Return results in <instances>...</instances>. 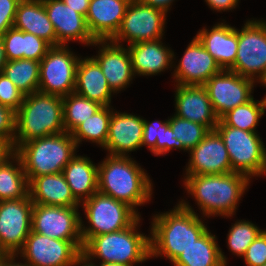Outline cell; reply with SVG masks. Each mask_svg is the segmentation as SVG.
Returning a JSON list of instances; mask_svg holds the SVG:
<instances>
[{"instance_id":"42","label":"cell","mask_w":266,"mask_h":266,"mask_svg":"<svg viewBox=\"0 0 266 266\" xmlns=\"http://www.w3.org/2000/svg\"><path fill=\"white\" fill-rule=\"evenodd\" d=\"M172 148L186 150L182 142L174 138L169 121L165 120V123L162 125L161 142H156V156L164 155L170 152Z\"/></svg>"},{"instance_id":"31","label":"cell","mask_w":266,"mask_h":266,"mask_svg":"<svg viewBox=\"0 0 266 266\" xmlns=\"http://www.w3.org/2000/svg\"><path fill=\"white\" fill-rule=\"evenodd\" d=\"M17 162V166L13 164ZM16 162H15V161ZM29 196V181L20 157L14 153L0 165V201L15 200Z\"/></svg>"},{"instance_id":"45","label":"cell","mask_w":266,"mask_h":266,"mask_svg":"<svg viewBox=\"0 0 266 266\" xmlns=\"http://www.w3.org/2000/svg\"><path fill=\"white\" fill-rule=\"evenodd\" d=\"M67 6L86 17L90 0H62Z\"/></svg>"},{"instance_id":"47","label":"cell","mask_w":266,"mask_h":266,"mask_svg":"<svg viewBox=\"0 0 266 266\" xmlns=\"http://www.w3.org/2000/svg\"><path fill=\"white\" fill-rule=\"evenodd\" d=\"M145 5L159 9L167 14L171 3L174 0H141Z\"/></svg>"},{"instance_id":"2","label":"cell","mask_w":266,"mask_h":266,"mask_svg":"<svg viewBox=\"0 0 266 266\" xmlns=\"http://www.w3.org/2000/svg\"><path fill=\"white\" fill-rule=\"evenodd\" d=\"M98 165V191L136 211L152 197V183L144 170L129 156L108 155Z\"/></svg>"},{"instance_id":"54","label":"cell","mask_w":266,"mask_h":266,"mask_svg":"<svg viewBox=\"0 0 266 266\" xmlns=\"http://www.w3.org/2000/svg\"><path fill=\"white\" fill-rule=\"evenodd\" d=\"M263 99H264V102H265V109H266V96Z\"/></svg>"},{"instance_id":"23","label":"cell","mask_w":266,"mask_h":266,"mask_svg":"<svg viewBox=\"0 0 266 266\" xmlns=\"http://www.w3.org/2000/svg\"><path fill=\"white\" fill-rule=\"evenodd\" d=\"M196 37L222 70H230L234 66L238 46V30L235 27L218 23L210 30L203 28Z\"/></svg>"},{"instance_id":"11","label":"cell","mask_w":266,"mask_h":266,"mask_svg":"<svg viewBox=\"0 0 266 266\" xmlns=\"http://www.w3.org/2000/svg\"><path fill=\"white\" fill-rule=\"evenodd\" d=\"M166 13L145 5L141 0H131L117 33L109 40L119 44L122 41L129 45L162 39Z\"/></svg>"},{"instance_id":"15","label":"cell","mask_w":266,"mask_h":266,"mask_svg":"<svg viewBox=\"0 0 266 266\" xmlns=\"http://www.w3.org/2000/svg\"><path fill=\"white\" fill-rule=\"evenodd\" d=\"M255 81L230 70L213 75L203 86L216 116L220 119L228 111L250 101Z\"/></svg>"},{"instance_id":"50","label":"cell","mask_w":266,"mask_h":266,"mask_svg":"<svg viewBox=\"0 0 266 266\" xmlns=\"http://www.w3.org/2000/svg\"><path fill=\"white\" fill-rule=\"evenodd\" d=\"M15 257H18V255H11L9 254V266H31L29 265L27 262H25L24 264L23 263H16L15 261Z\"/></svg>"},{"instance_id":"30","label":"cell","mask_w":266,"mask_h":266,"mask_svg":"<svg viewBox=\"0 0 266 266\" xmlns=\"http://www.w3.org/2000/svg\"><path fill=\"white\" fill-rule=\"evenodd\" d=\"M1 38L4 42L8 61L18 59L40 61L51 47L44 39L14 27L8 29Z\"/></svg>"},{"instance_id":"27","label":"cell","mask_w":266,"mask_h":266,"mask_svg":"<svg viewBox=\"0 0 266 266\" xmlns=\"http://www.w3.org/2000/svg\"><path fill=\"white\" fill-rule=\"evenodd\" d=\"M13 27L34 34L51 46H56V33L42 0H21L17 7Z\"/></svg>"},{"instance_id":"18","label":"cell","mask_w":266,"mask_h":266,"mask_svg":"<svg viewBox=\"0 0 266 266\" xmlns=\"http://www.w3.org/2000/svg\"><path fill=\"white\" fill-rule=\"evenodd\" d=\"M42 1L56 33V46L66 45L71 40H78L86 45H92L96 41L90 34L83 15L62 0Z\"/></svg>"},{"instance_id":"28","label":"cell","mask_w":266,"mask_h":266,"mask_svg":"<svg viewBox=\"0 0 266 266\" xmlns=\"http://www.w3.org/2000/svg\"><path fill=\"white\" fill-rule=\"evenodd\" d=\"M74 198L81 202L98 191V165L88 157L74 156L62 171Z\"/></svg>"},{"instance_id":"13","label":"cell","mask_w":266,"mask_h":266,"mask_svg":"<svg viewBox=\"0 0 266 266\" xmlns=\"http://www.w3.org/2000/svg\"><path fill=\"white\" fill-rule=\"evenodd\" d=\"M33 205L30 196L0 201V253L17 255L22 249L32 230Z\"/></svg>"},{"instance_id":"52","label":"cell","mask_w":266,"mask_h":266,"mask_svg":"<svg viewBox=\"0 0 266 266\" xmlns=\"http://www.w3.org/2000/svg\"><path fill=\"white\" fill-rule=\"evenodd\" d=\"M100 266H127L124 264H118V263H105V262H101V264H99ZM98 266V265H97Z\"/></svg>"},{"instance_id":"34","label":"cell","mask_w":266,"mask_h":266,"mask_svg":"<svg viewBox=\"0 0 266 266\" xmlns=\"http://www.w3.org/2000/svg\"><path fill=\"white\" fill-rule=\"evenodd\" d=\"M65 132L71 133L80 123L93 116L102 105L75 92L62 97Z\"/></svg>"},{"instance_id":"32","label":"cell","mask_w":266,"mask_h":266,"mask_svg":"<svg viewBox=\"0 0 266 266\" xmlns=\"http://www.w3.org/2000/svg\"><path fill=\"white\" fill-rule=\"evenodd\" d=\"M113 109L110 106H102L93 116L80 123L72 132L71 136L79 146L86 139L105 147L109 133V123Z\"/></svg>"},{"instance_id":"33","label":"cell","mask_w":266,"mask_h":266,"mask_svg":"<svg viewBox=\"0 0 266 266\" xmlns=\"http://www.w3.org/2000/svg\"><path fill=\"white\" fill-rule=\"evenodd\" d=\"M40 61L18 59L7 61L2 74L8 77L24 94L29 95L39 89Z\"/></svg>"},{"instance_id":"16","label":"cell","mask_w":266,"mask_h":266,"mask_svg":"<svg viewBox=\"0 0 266 266\" xmlns=\"http://www.w3.org/2000/svg\"><path fill=\"white\" fill-rule=\"evenodd\" d=\"M186 175L227 174L232 172L226 146L219 133L210 130L190 151Z\"/></svg>"},{"instance_id":"6","label":"cell","mask_w":266,"mask_h":266,"mask_svg":"<svg viewBox=\"0 0 266 266\" xmlns=\"http://www.w3.org/2000/svg\"><path fill=\"white\" fill-rule=\"evenodd\" d=\"M77 144L71 133H60L23 143L15 153L20 157L30 182L40 175L57 174L76 155Z\"/></svg>"},{"instance_id":"20","label":"cell","mask_w":266,"mask_h":266,"mask_svg":"<svg viewBox=\"0 0 266 266\" xmlns=\"http://www.w3.org/2000/svg\"><path fill=\"white\" fill-rule=\"evenodd\" d=\"M175 89L176 113L174 115L214 130L219 118L213 110L206 88L203 85L176 84Z\"/></svg>"},{"instance_id":"43","label":"cell","mask_w":266,"mask_h":266,"mask_svg":"<svg viewBox=\"0 0 266 266\" xmlns=\"http://www.w3.org/2000/svg\"><path fill=\"white\" fill-rule=\"evenodd\" d=\"M21 0H0V37L13 28L15 14Z\"/></svg>"},{"instance_id":"5","label":"cell","mask_w":266,"mask_h":266,"mask_svg":"<svg viewBox=\"0 0 266 266\" xmlns=\"http://www.w3.org/2000/svg\"><path fill=\"white\" fill-rule=\"evenodd\" d=\"M140 217L128 228L91 237L83 246L82 254L89 260L102 259L105 263L133 266L151 257L150 236L137 231Z\"/></svg>"},{"instance_id":"39","label":"cell","mask_w":266,"mask_h":266,"mask_svg":"<svg viewBox=\"0 0 266 266\" xmlns=\"http://www.w3.org/2000/svg\"><path fill=\"white\" fill-rule=\"evenodd\" d=\"M244 261L247 266H264L266 264V231L262 230L246 250Z\"/></svg>"},{"instance_id":"35","label":"cell","mask_w":266,"mask_h":266,"mask_svg":"<svg viewBox=\"0 0 266 266\" xmlns=\"http://www.w3.org/2000/svg\"><path fill=\"white\" fill-rule=\"evenodd\" d=\"M265 113V102L262 100H254L237 106L236 108L224 114L220 120L226 125L233 128L245 130L248 132H256L259 118Z\"/></svg>"},{"instance_id":"37","label":"cell","mask_w":266,"mask_h":266,"mask_svg":"<svg viewBox=\"0 0 266 266\" xmlns=\"http://www.w3.org/2000/svg\"><path fill=\"white\" fill-rule=\"evenodd\" d=\"M261 231L262 229H259L255 224L249 221L240 220L235 222L227 235V245L232 253L243 257L248 247Z\"/></svg>"},{"instance_id":"25","label":"cell","mask_w":266,"mask_h":266,"mask_svg":"<svg viewBox=\"0 0 266 266\" xmlns=\"http://www.w3.org/2000/svg\"><path fill=\"white\" fill-rule=\"evenodd\" d=\"M29 196L33 204L79 207L63 173L40 175L29 182Z\"/></svg>"},{"instance_id":"7","label":"cell","mask_w":266,"mask_h":266,"mask_svg":"<svg viewBox=\"0 0 266 266\" xmlns=\"http://www.w3.org/2000/svg\"><path fill=\"white\" fill-rule=\"evenodd\" d=\"M215 130L226 146L232 172L249 178L266 175V148L257 132L226 126L220 119Z\"/></svg>"},{"instance_id":"3","label":"cell","mask_w":266,"mask_h":266,"mask_svg":"<svg viewBox=\"0 0 266 266\" xmlns=\"http://www.w3.org/2000/svg\"><path fill=\"white\" fill-rule=\"evenodd\" d=\"M185 190L197 201L203 216H233L250 178L242 173L186 175Z\"/></svg>"},{"instance_id":"4","label":"cell","mask_w":266,"mask_h":266,"mask_svg":"<svg viewBox=\"0 0 266 266\" xmlns=\"http://www.w3.org/2000/svg\"><path fill=\"white\" fill-rule=\"evenodd\" d=\"M64 132L62 97L40 91L24 96L16 111L15 151L30 140Z\"/></svg>"},{"instance_id":"48","label":"cell","mask_w":266,"mask_h":266,"mask_svg":"<svg viewBox=\"0 0 266 266\" xmlns=\"http://www.w3.org/2000/svg\"><path fill=\"white\" fill-rule=\"evenodd\" d=\"M92 260H89L84 254H80L73 262L72 266H97L95 263H92Z\"/></svg>"},{"instance_id":"46","label":"cell","mask_w":266,"mask_h":266,"mask_svg":"<svg viewBox=\"0 0 266 266\" xmlns=\"http://www.w3.org/2000/svg\"><path fill=\"white\" fill-rule=\"evenodd\" d=\"M15 150L13 145L5 139H0V165H2L6 160H8Z\"/></svg>"},{"instance_id":"9","label":"cell","mask_w":266,"mask_h":266,"mask_svg":"<svg viewBox=\"0 0 266 266\" xmlns=\"http://www.w3.org/2000/svg\"><path fill=\"white\" fill-rule=\"evenodd\" d=\"M66 46H51L40 60L38 91L60 97L74 92L80 58Z\"/></svg>"},{"instance_id":"44","label":"cell","mask_w":266,"mask_h":266,"mask_svg":"<svg viewBox=\"0 0 266 266\" xmlns=\"http://www.w3.org/2000/svg\"><path fill=\"white\" fill-rule=\"evenodd\" d=\"M209 7L217 11H225L236 8L239 0H205Z\"/></svg>"},{"instance_id":"51","label":"cell","mask_w":266,"mask_h":266,"mask_svg":"<svg viewBox=\"0 0 266 266\" xmlns=\"http://www.w3.org/2000/svg\"><path fill=\"white\" fill-rule=\"evenodd\" d=\"M0 266H9V254L0 253Z\"/></svg>"},{"instance_id":"21","label":"cell","mask_w":266,"mask_h":266,"mask_svg":"<svg viewBox=\"0 0 266 266\" xmlns=\"http://www.w3.org/2000/svg\"><path fill=\"white\" fill-rule=\"evenodd\" d=\"M144 119L128 113L113 112L105 149L112 156H127L142 147ZM127 153V154H126Z\"/></svg>"},{"instance_id":"49","label":"cell","mask_w":266,"mask_h":266,"mask_svg":"<svg viewBox=\"0 0 266 266\" xmlns=\"http://www.w3.org/2000/svg\"><path fill=\"white\" fill-rule=\"evenodd\" d=\"M7 61L8 60L5 54L4 42L3 39L0 37V73H2V69Z\"/></svg>"},{"instance_id":"1","label":"cell","mask_w":266,"mask_h":266,"mask_svg":"<svg viewBox=\"0 0 266 266\" xmlns=\"http://www.w3.org/2000/svg\"><path fill=\"white\" fill-rule=\"evenodd\" d=\"M153 217L151 257L164 255L171 262L208 230L192 207L183 200L170 212Z\"/></svg>"},{"instance_id":"26","label":"cell","mask_w":266,"mask_h":266,"mask_svg":"<svg viewBox=\"0 0 266 266\" xmlns=\"http://www.w3.org/2000/svg\"><path fill=\"white\" fill-rule=\"evenodd\" d=\"M74 92L102 106H110L111 96L114 93L99 64L92 57L85 59L80 57Z\"/></svg>"},{"instance_id":"29","label":"cell","mask_w":266,"mask_h":266,"mask_svg":"<svg viewBox=\"0 0 266 266\" xmlns=\"http://www.w3.org/2000/svg\"><path fill=\"white\" fill-rule=\"evenodd\" d=\"M174 266H226L227 260L214 236L207 230L173 262Z\"/></svg>"},{"instance_id":"38","label":"cell","mask_w":266,"mask_h":266,"mask_svg":"<svg viewBox=\"0 0 266 266\" xmlns=\"http://www.w3.org/2000/svg\"><path fill=\"white\" fill-rule=\"evenodd\" d=\"M24 94L14 83L0 73V104L17 111L24 100Z\"/></svg>"},{"instance_id":"40","label":"cell","mask_w":266,"mask_h":266,"mask_svg":"<svg viewBox=\"0 0 266 266\" xmlns=\"http://www.w3.org/2000/svg\"><path fill=\"white\" fill-rule=\"evenodd\" d=\"M16 132V111L0 104V139L8 140L12 145Z\"/></svg>"},{"instance_id":"8","label":"cell","mask_w":266,"mask_h":266,"mask_svg":"<svg viewBox=\"0 0 266 266\" xmlns=\"http://www.w3.org/2000/svg\"><path fill=\"white\" fill-rule=\"evenodd\" d=\"M90 224H81L83 244L91 237L130 227L140 216L127 204L97 191L82 203Z\"/></svg>"},{"instance_id":"41","label":"cell","mask_w":266,"mask_h":266,"mask_svg":"<svg viewBox=\"0 0 266 266\" xmlns=\"http://www.w3.org/2000/svg\"><path fill=\"white\" fill-rule=\"evenodd\" d=\"M162 121L148 122L144 119L143 122V140L142 146L147 145L149 150L156 155V142H161Z\"/></svg>"},{"instance_id":"12","label":"cell","mask_w":266,"mask_h":266,"mask_svg":"<svg viewBox=\"0 0 266 266\" xmlns=\"http://www.w3.org/2000/svg\"><path fill=\"white\" fill-rule=\"evenodd\" d=\"M83 246V241L59 240L31 230L17 255L31 266H72Z\"/></svg>"},{"instance_id":"14","label":"cell","mask_w":266,"mask_h":266,"mask_svg":"<svg viewBox=\"0 0 266 266\" xmlns=\"http://www.w3.org/2000/svg\"><path fill=\"white\" fill-rule=\"evenodd\" d=\"M81 218L78 207L34 204L32 231L59 240L82 241Z\"/></svg>"},{"instance_id":"53","label":"cell","mask_w":266,"mask_h":266,"mask_svg":"<svg viewBox=\"0 0 266 266\" xmlns=\"http://www.w3.org/2000/svg\"><path fill=\"white\" fill-rule=\"evenodd\" d=\"M260 83H262V85L266 86V77Z\"/></svg>"},{"instance_id":"10","label":"cell","mask_w":266,"mask_h":266,"mask_svg":"<svg viewBox=\"0 0 266 266\" xmlns=\"http://www.w3.org/2000/svg\"><path fill=\"white\" fill-rule=\"evenodd\" d=\"M240 76L261 82L266 77V22L249 20L238 30L237 55L230 69ZM255 77V78H254Z\"/></svg>"},{"instance_id":"17","label":"cell","mask_w":266,"mask_h":266,"mask_svg":"<svg viewBox=\"0 0 266 266\" xmlns=\"http://www.w3.org/2000/svg\"><path fill=\"white\" fill-rule=\"evenodd\" d=\"M176 69V70H175ZM174 69L177 85H204L221 67L195 36Z\"/></svg>"},{"instance_id":"24","label":"cell","mask_w":266,"mask_h":266,"mask_svg":"<svg viewBox=\"0 0 266 266\" xmlns=\"http://www.w3.org/2000/svg\"><path fill=\"white\" fill-rule=\"evenodd\" d=\"M128 51L134 75L140 76H152L163 72L169 65L172 66L175 57L174 52L165 47L161 39L129 45Z\"/></svg>"},{"instance_id":"22","label":"cell","mask_w":266,"mask_h":266,"mask_svg":"<svg viewBox=\"0 0 266 266\" xmlns=\"http://www.w3.org/2000/svg\"><path fill=\"white\" fill-rule=\"evenodd\" d=\"M131 0H90L85 17L95 40H110L118 31Z\"/></svg>"},{"instance_id":"19","label":"cell","mask_w":266,"mask_h":266,"mask_svg":"<svg viewBox=\"0 0 266 266\" xmlns=\"http://www.w3.org/2000/svg\"><path fill=\"white\" fill-rule=\"evenodd\" d=\"M108 42V43H107ZM102 44L98 56L92 58L99 64L110 89L116 93L130 84L134 75L128 48L108 40H96L92 45Z\"/></svg>"},{"instance_id":"36","label":"cell","mask_w":266,"mask_h":266,"mask_svg":"<svg viewBox=\"0 0 266 266\" xmlns=\"http://www.w3.org/2000/svg\"><path fill=\"white\" fill-rule=\"evenodd\" d=\"M168 121L174 138L182 142L186 151L193 149L210 131L205 125L183 119L177 115H173Z\"/></svg>"}]
</instances>
